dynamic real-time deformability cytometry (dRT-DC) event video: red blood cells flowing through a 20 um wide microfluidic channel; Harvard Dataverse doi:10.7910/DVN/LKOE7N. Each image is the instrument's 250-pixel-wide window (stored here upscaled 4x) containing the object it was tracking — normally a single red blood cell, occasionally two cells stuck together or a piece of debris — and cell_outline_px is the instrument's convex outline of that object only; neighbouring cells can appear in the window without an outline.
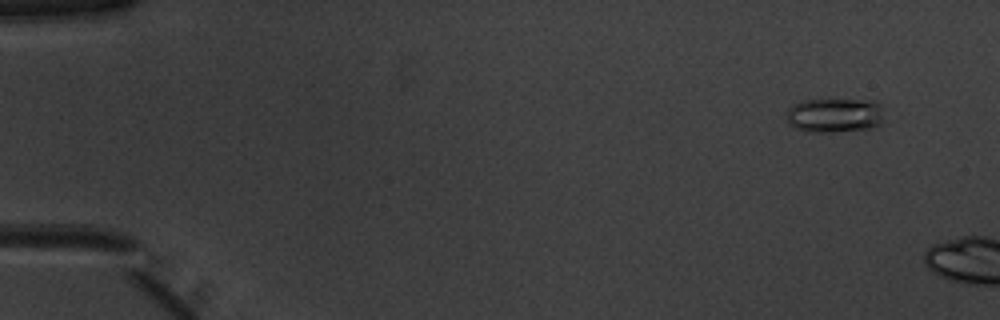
{"species": "common noctule bat (a hibernating species)", "species_latin": "Nyctalus noctula", "temperature_condition": "warm", "stored_images_in_passage": 6, "camera_frame_rate_fps": 3000, "um_per_image_px": 0.085, "animal": {"sex": "male", "body_mass_g": 20.1, "forearm_length_mm": 53.5}, "frame": {"image": 1, "passage_image": 1, "time_ms": 0.0, "image_size_px": [1000, 320], "cell_outline_px": [[880, 124], [868, 128], [828, 132], [808, 132], [796, 128], [788, 124], [784, 112], [792, 104], [804, 100], [864, 100], [880, 104]], "centroid_in_image_um": [70.81, 9.8], "position_along_channel_um": 14.2, "area_um2": 19.31}}